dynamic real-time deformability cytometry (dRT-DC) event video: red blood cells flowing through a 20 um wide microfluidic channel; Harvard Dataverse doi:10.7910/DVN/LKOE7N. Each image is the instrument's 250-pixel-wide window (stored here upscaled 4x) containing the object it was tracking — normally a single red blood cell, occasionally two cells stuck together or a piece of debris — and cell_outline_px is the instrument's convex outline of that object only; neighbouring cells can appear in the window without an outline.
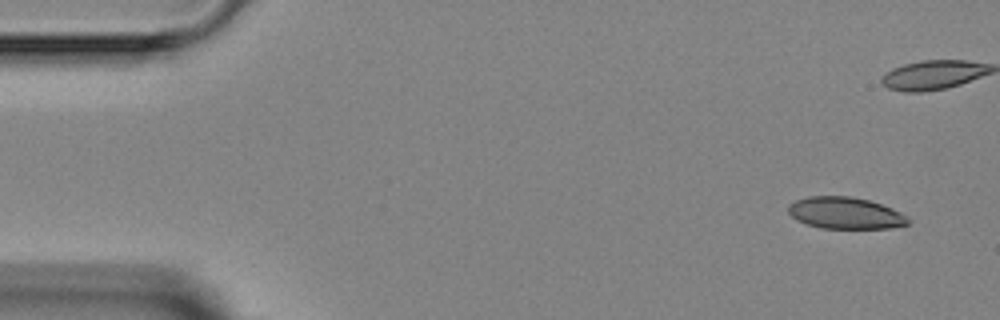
{"species": "Egyptian fruit bat (a non-hibernating species)", "species_latin": "Rousettus aegyptiacus", "temperature_condition": "room temperature", "stored_images_in_passage": 5, "camera_frame_rate_fps": 3000, "um_per_image_px": 0.085, "animal": {"sex": "female"}, "frame": {"image": 1, "passage_image": 1, "time_ms": 0.0, "image_size_px": [1000, 320], "cell_outline_px": [[912, 220], [908, 224], [892, 228], [820, 228], [796, 220], [788, 212], [788, 204], [796, 200], [808, 196], [848, 196], [868, 200], [892, 208], [908, 216]], "centroid_in_image_um": [71.86, 18.11], "position_along_channel_um": 13.1, "area_um2": 22.2}}
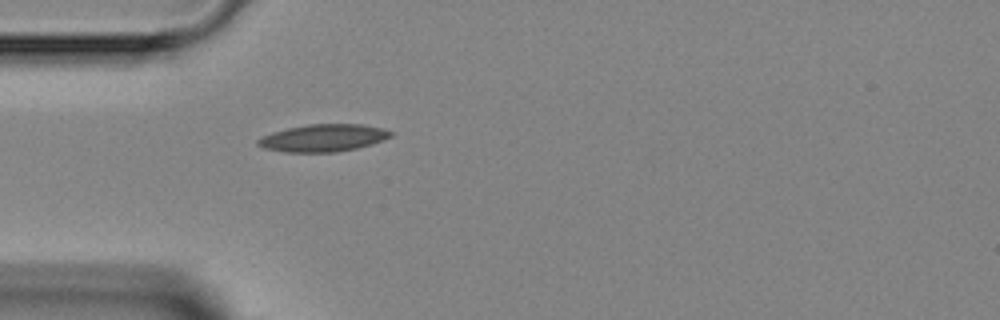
{"frame": {"image": 2, "passage_image": 5, "time_ms": 4.667, "image_size_px": [1000, 320], "cell_outline_px": [[392, 136], [372, 144], [356, 148], [336, 152], [284, 152], [264, 148], [256, 144], [256, 140], [260, 136], [272, 132], [288, 128], [308, 124], [360, 124], [380, 128], [392, 132]], "centroid_in_image_um": [27.42, 11.73], "position_along_channel_um": 57.6, "area_um2": 21.1}}